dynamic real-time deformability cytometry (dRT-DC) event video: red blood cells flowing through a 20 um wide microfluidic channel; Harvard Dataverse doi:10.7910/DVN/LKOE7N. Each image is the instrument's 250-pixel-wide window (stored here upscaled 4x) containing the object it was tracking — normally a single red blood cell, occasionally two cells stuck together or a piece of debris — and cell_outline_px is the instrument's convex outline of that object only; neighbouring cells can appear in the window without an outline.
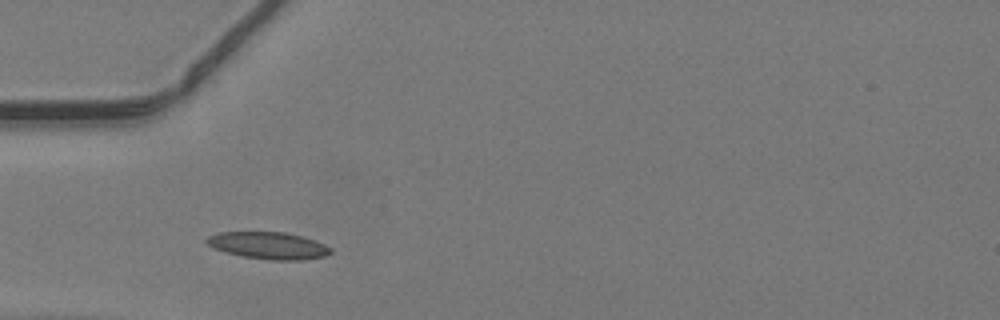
{"species": "common noctule bat (a hibernating species)", "species_latin": "Nyctalus noctula", "temperature_condition": "warm", "stored_images_in_passage": 4, "camera_frame_rate_fps": 3000, "um_per_image_px": 0.085, "animal": {"sex": "male", "body_mass_g": 19.2, "forearm_length_mm": 51.8}, "frame": {"image": 1, "passage_image": 1, "time_ms": 0.0, "image_size_px": [1000, 320], "cell_outline_px": [[332, 252], [324, 256], [304, 260], [272, 260], [244, 256], [224, 252], [212, 248], [204, 240], [208, 236], [220, 232], [284, 232], [316, 240], [332, 248]], "centroid_in_image_um": [22.81, 20.87], "position_along_channel_um": 62.2, "area_um2": 19.54}}